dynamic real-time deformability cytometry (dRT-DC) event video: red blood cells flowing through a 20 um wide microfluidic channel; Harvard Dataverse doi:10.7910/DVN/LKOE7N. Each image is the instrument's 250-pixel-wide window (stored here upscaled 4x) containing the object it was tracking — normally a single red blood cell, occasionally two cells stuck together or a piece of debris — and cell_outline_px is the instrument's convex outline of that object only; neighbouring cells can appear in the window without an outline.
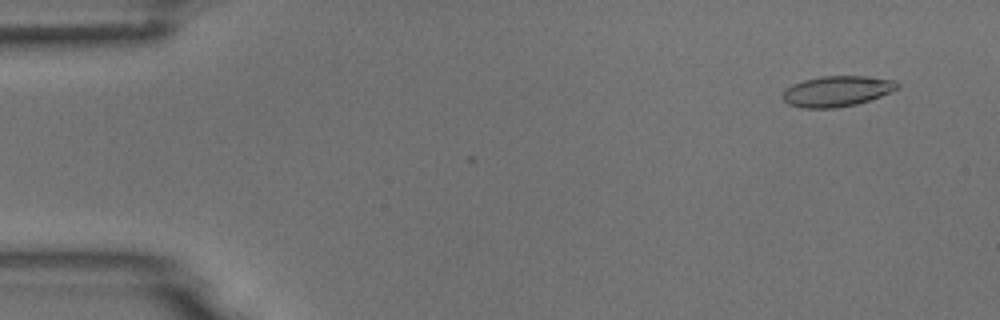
{"species": "common noctule bat (a hibernating species)", "species_latin": "Nyctalus noctula", "temperature_condition": "room temperature", "stored_images_in_passage": 2, "camera_frame_rate_fps": 3000, "um_per_image_px": 0.085, "animal": {"sex": "male", "body_mass_g": 18.8}, "frame": {"image": 1, "passage_image": 2, "time_ms": 1.0, "image_size_px": [1000, 320], "cell_outline_px": [[900, 88], [880, 96], [856, 104], [836, 108], [800, 108], [788, 104], [780, 96], [784, 88], [792, 84], [804, 80], [820, 76], [868, 76], [896, 80], [900, 84]], "centroid_in_image_um": [71.11, 7.75], "position_along_channel_um": 13.9, "area_um2": 20.75}}